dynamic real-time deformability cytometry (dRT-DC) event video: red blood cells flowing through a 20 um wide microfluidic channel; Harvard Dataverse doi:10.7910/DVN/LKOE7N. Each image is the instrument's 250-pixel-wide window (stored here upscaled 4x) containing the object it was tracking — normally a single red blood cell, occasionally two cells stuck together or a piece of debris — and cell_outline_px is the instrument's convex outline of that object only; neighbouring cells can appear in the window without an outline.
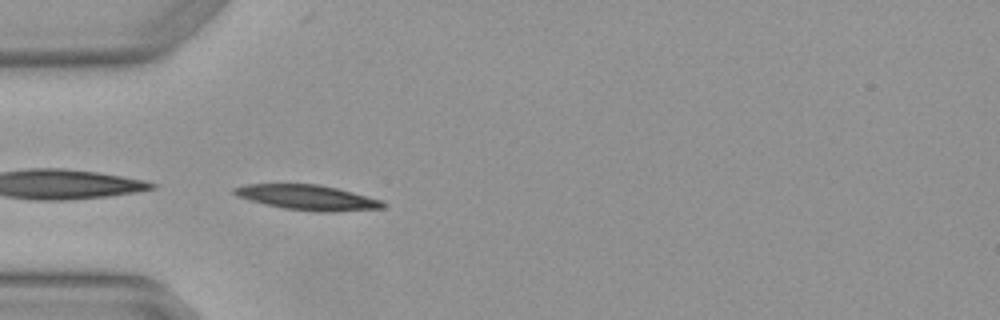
{"species": "Egyptian fruit bat (a non-hibernating species)", "species_latin": "Rousettus aegyptiacus", "temperature_condition": "warm", "stored_images_in_passage": 5, "camera_frame_rate_fps": 3000, "um_per_image_px": 0.085, "animal": {"sex": "female"}, "frame": {"image": 1, "passage_image": 5, "time_ms": 1.333, "image_size_px": [1000, 320], "cell_outline_px": [[388, 204], [384, 208], [332, 212], [316, 212], [284, 208], [264, 204], [248, 200], [236, 196], [232, 192], [232, 188], [244, 184], [320, 184], [384, 200]], "centroid_in_image_um": [26.15, 16.79], "position_along_channel_um": 58.9, "area_um2": 22.02}}